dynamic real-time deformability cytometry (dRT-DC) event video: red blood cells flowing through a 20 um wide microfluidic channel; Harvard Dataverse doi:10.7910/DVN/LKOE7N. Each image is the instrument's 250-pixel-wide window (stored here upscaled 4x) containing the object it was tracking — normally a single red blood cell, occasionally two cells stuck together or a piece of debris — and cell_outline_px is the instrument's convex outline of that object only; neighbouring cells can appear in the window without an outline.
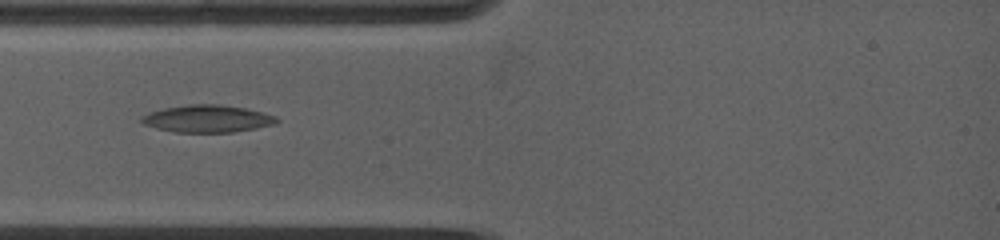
{"species": "common noctule bat (a hibernating species)", "species_latin": "Nyctalus noctula", "temperature_condition": "warm", "stored_images_in_passage": 4, "camera_frame_rate_fps": 5000, "um_per_image_px": 0.085, "animal": {"sex": "female", "body_mass_g": 19.0, "forearm_length_mm": 53.3}, "frame": {"image": 1, "passage_image": 1, "time_ms": 0.0, "image_size_px": [1000, 240], "cell_outline_px": [[280, 120], [276, 124], [256, 128], [232, 132], [176, 132], [156, 128], [144, 124], [140, 120], [140, 116], [148, 112], [164, 108], [188, 104], [220, 104], [244, 108], [276, 116]], "centroid_in_image_um": [17.61, 10.08], "position_along_channel_um": 67.4, "area_um2": 21.5}}
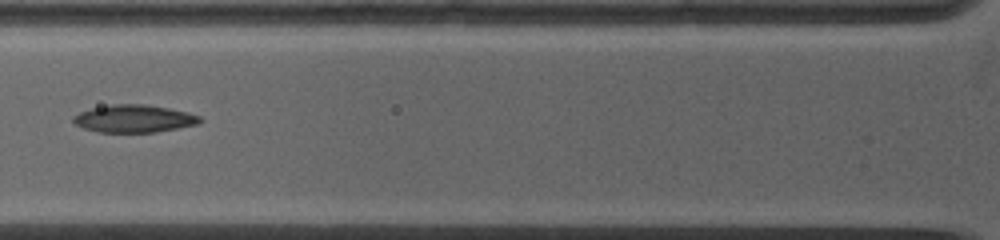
{"frame": {"image": 2, "passage_image": 3, "time_ms": 1.2, "image_size_px": [1000, 240], "cell_outline_px": [[204, 120], [196, 124], [156, 132], [96, 132], [84, 128], [76, 124], [72, 120], [72, 116], [80, 112], [92, 108], [112, 104], [148, 104], [188, 112], [200, 116]], "centroid_in_image_um": [11.38, 10.08], "position_along_channel_um": 114.4, "area_um2": 20.35}}